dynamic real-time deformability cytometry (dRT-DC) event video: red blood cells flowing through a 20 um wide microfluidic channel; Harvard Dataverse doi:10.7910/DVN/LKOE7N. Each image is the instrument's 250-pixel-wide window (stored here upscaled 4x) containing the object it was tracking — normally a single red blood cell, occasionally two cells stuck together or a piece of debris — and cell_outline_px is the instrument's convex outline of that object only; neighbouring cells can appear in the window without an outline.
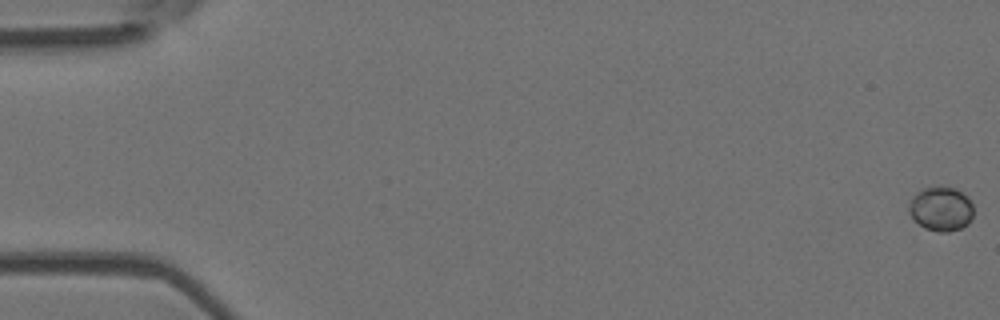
{"species": "Egyptian fruit bat (a non-hibernating species)", "species_latin": "Rousettus aegyptiacus", "temperature_condition": "room temperature", "stored_images_in_passage": 51, "camera_frame_rate_fps": 3000, "um_per_image_px": 0.085, "animal": {"sex": "female"}, "frame": {"image": 1, "passage_image": 1, "time_ms": 0.0, "image_size_px": [1000, 320], "cell_outline_px": [[972, 216], [968, 224], [960, 228], [948, 232], [936, 232], [924, 228], [908, 212], [908, 204], [912, 196], [916, 192], [924, 188], [956, 188], [968, 196], [972, 204]], "centroid_in_image_um": [79.98, 17.76], "position_along_channel_um": 5.0, "area_um2": 16.59}}
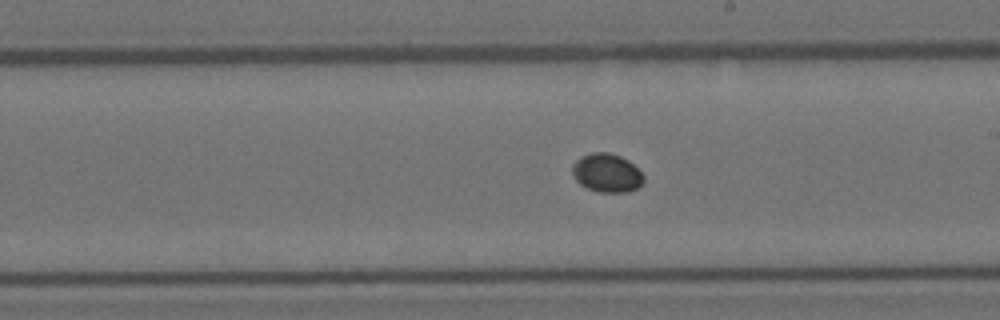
{"frame": {"image": 2, "passage_image": 30, "time_ms": 9.667, "image_size_px": [1000, 320], "cell_outline_px": [[644, 180], [636, 188], [628, 192], [600, 192], [588, 188], [580, 184], [576, 180], [572, 172], [572, 164], [580, 156], [592, 152], [608, 152], [620, 156], [628, 160], [644, 176]], "centroid_in_image_um": [51.55, 14.69], "position_along_channel_um": 237.4, "area_um2": 15.95}}
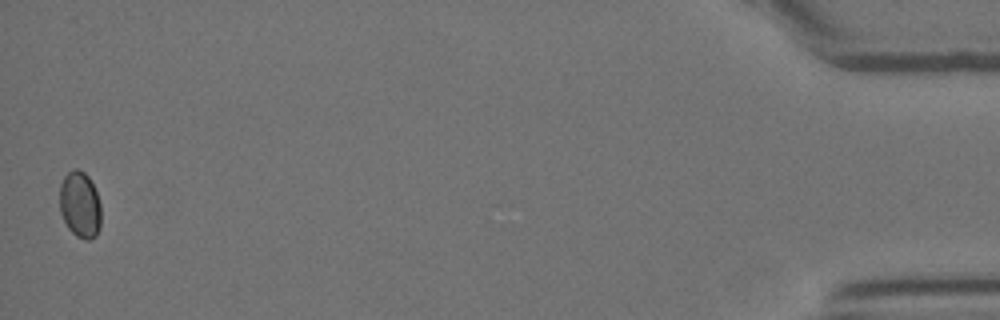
{"frame": {"image": 3, "passage_image": 51, "time_ms": 16.667, "image_size_px": [1000, 320], "cell_outline_px": [[100, 228], [96, 236], [88, 240], [84, 240], [76, 236], [68, 228], [60, 212], [60, 184], [64, 176], [68, 172], [76, 168], [84, 172], [88, 176], [96, 192], [100, 204]], "centroid_in_image_um": [6.79, 17.41], "position_along_channel_um": 428.4, "area_um2": 16.01}}